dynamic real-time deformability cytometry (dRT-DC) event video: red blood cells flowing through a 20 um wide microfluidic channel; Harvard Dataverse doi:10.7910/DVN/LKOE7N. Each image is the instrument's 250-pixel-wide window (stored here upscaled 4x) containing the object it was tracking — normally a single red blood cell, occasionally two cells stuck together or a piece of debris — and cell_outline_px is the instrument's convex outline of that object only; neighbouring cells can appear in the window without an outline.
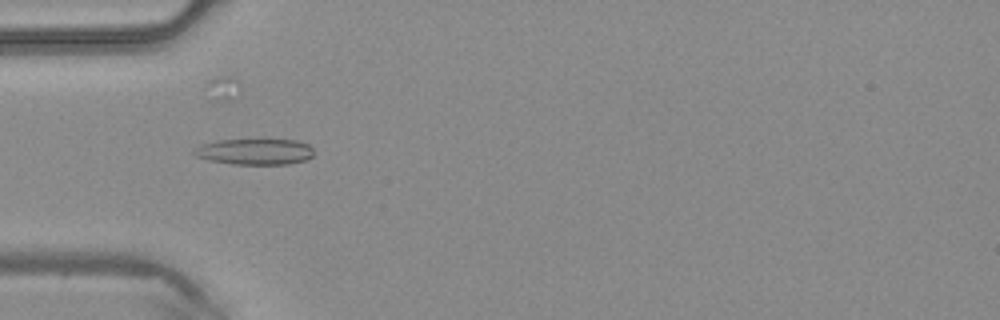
{"species": "common noctule bat (a hibernating species)", "species_latin": "Nyctalus noctula", "temperature_condition": "warm", "stored_images_in_passage": 46, "camera_frame_rate_fps": 3000, "um_per_image_px": 0.085, "animal": {"sex": "male", "body_mass_g": 20.4}, "frame": {"image": 1, "passage_image": 15, "time_ms": 4.667, "image_size_px": [1000, 320], "cell_outline_px": [[316, 152], [312, 156], [304, 160], [288, 164], [232, 164], [208, 160], [196, 156], [192, 152], [200, 144], [216, 140], [260, 136], [296, 140], [308, 144]], "centroid_in_image_um": [21.67, 12.82], "position_along_channel_um": 63.3, "area_um2": 19.31}}
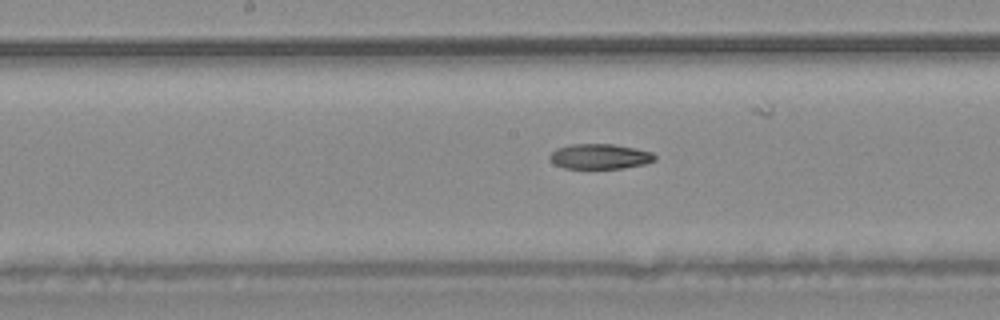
{"frame": {"image": 2, "passage_image": 24, "time_ms": 7.667, "image_size_px": [1000, 320], "cell_outline_px": [[656, 160], [644, 164], [624, 168], [564, 168], [556, 164], [548, 156], [556, 148], [568, 144], [612, 144], [636, 148], [652, 152], [656, 156]], "centroid_in_image_um": [51.0, 13.29], "position_along_channel_um": 197.2, "area_um2": 15.37}}
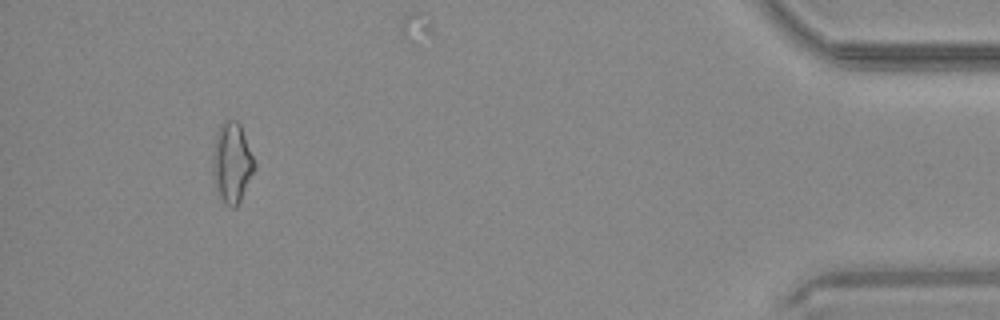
{"frame": {"image": 3, "passage_image": 43, "time_ms": 14.0, "image_size_px": [1000, 320], "cell_outline_px": [[256, 168], [236, 208], [232, 208], [224, 204], [216, 188], [212, 172], [212, 160], [216, 132], [220, 124], [224, 120], [236, 120], [240, 124], [256, 164]], "centroid_in_image_um": [19.71, 13.83], "position_along_channel_um": 415.5, "area_um2": 19.59}}